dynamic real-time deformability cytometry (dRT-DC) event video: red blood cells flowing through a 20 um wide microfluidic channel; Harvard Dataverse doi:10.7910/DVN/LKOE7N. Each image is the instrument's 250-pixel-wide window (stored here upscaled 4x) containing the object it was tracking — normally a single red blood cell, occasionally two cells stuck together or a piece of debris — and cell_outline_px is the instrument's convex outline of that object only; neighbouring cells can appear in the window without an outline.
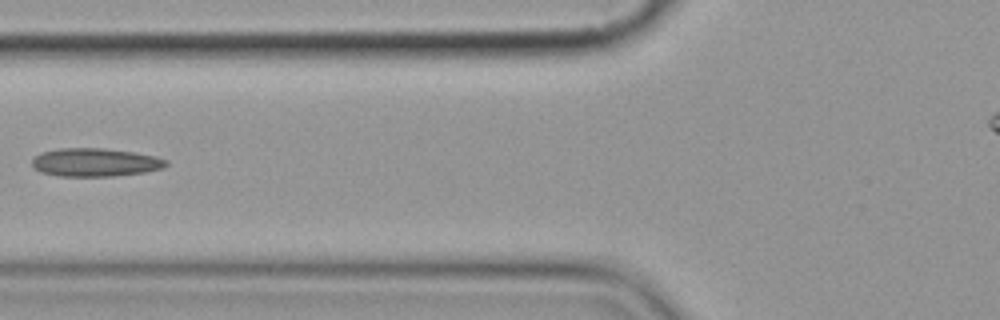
{"species": "common noctule bat (a hibernating species)", "species_latin": "Nyctalus noctula", "temperature_condition": "cold", "stored_images_in_passage": 6, "camera_frame_rate_fps": 3000, "um_per_image_px": 0.085, "animal": {"sex": "female", "body_mass_g": 19.9}, "frame": {"image": 1, "passage_image": 6, "time_ms": 5.667, "image_size_px": [1000, 320], "cell_outline_px": [[168, 164], [164, 168], [144, 172], [112, 176], [60, 176], [40, 172], [32, 168], [32, 160], [40, 152], [60, 148], [104, 148], [132, 152], [156, 156], [168, 160]], "centroid_in_image_um": [8.08, 13.8], "position_along_channel_um": 117.7, "area_um2": 22.2}}